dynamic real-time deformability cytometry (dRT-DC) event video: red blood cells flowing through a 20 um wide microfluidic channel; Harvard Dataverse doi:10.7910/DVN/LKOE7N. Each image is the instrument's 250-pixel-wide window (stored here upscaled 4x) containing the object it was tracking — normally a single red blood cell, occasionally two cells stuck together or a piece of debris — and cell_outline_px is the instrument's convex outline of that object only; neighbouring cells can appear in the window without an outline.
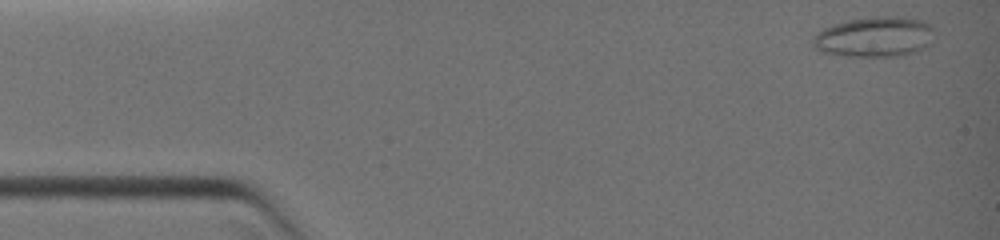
{"species": "common noctule bat (a hibernating species)", "species_latin": "Nyctalus noctula", "temperature_condition": "warm", "stored_images_in_passage": 11, "camera_frame_rate_fps": 3000, "um_per_image_px": 0.085, "animal": {"sex": "female", "body_mass_g": 19.0, "forearm_length_mm": 51.5}, "frame": {"image": 1, "passage_image": 1, "time_ms": 0.0, "image_size_px": [1000, 240], "cell_outline_px": [[932, 28], [928, 44], [924, 48], [916, 52], [900, 56], [844, 56], [820, 52], [812, 44], [812, 40], [824, 28], [848, 20], [880, 16], [900, 16], [924, 20], [932, 24]], "centroid_in_image_um": [74.35, 3.14], "position_along_channel_um": 10.7, "area_um2": 28.32}}
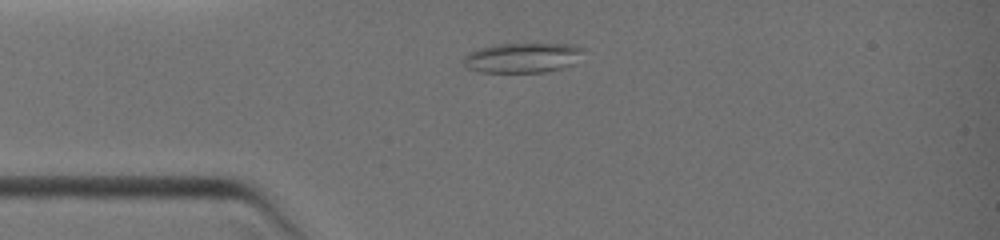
{"frame": {"image": 2, "passage_image": 7, "time_ms": 2.667, "image_size_px": [1000, 240], "cell_outline_px": [[584, 48], [572, 64], [560, 68], [544, 72], [480, 72], [464, 68], [460, 60], [468, 52], [476, 48], [492, 44], [572, 44]], "centroid_in_image_um": [44.26, 4.9], "position_along_channel_um": 40.7, "area_um2": 21.04}}